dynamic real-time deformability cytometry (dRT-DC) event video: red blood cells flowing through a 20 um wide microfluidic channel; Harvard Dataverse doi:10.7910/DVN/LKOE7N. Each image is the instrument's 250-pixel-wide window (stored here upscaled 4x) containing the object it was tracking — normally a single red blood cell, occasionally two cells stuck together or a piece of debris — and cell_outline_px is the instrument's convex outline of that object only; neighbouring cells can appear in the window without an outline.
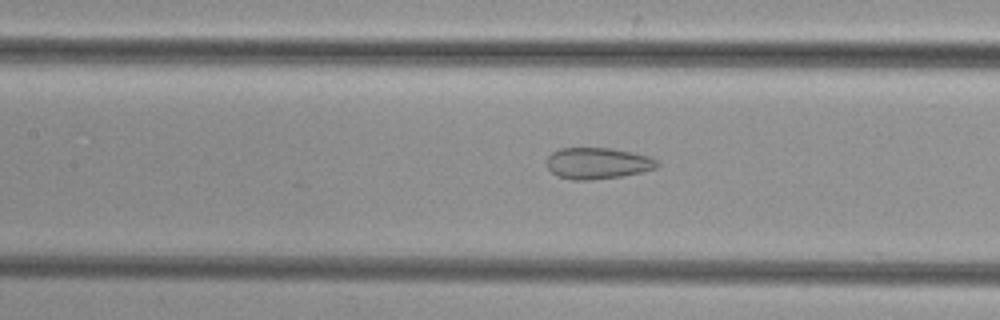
{"species": "common noctule bat (a hibernating species)", "species_latin": "Nyctalus noctula", "temperature_condition": "cold", "stored_images_in_passage": 52, "camera_frame_rate_fps": 3000, "um_per_image_px": 0.085, "animal": {"sex": "female", "body_mass_g": 29.2, "forearm_length_mm": 56.3}, "frame": {"image": 1, "passage_image": 24, "time_ms": 7.667, "image_size_px": [1000, 320], "cell_outline_px": [[660, 164], [656, 168], [640, 172], [620, 176], [592, 180], [572, 180], [556, 176], [544, 164], [548, 156], [552, 152], [560, 148], [612, 148], [632, 152], [648, 156], [656, 160]], "centroid_in_image_um": [50.75, 13.88], "position_along_channel_um": 156.7, "area_um2": 20.29}}
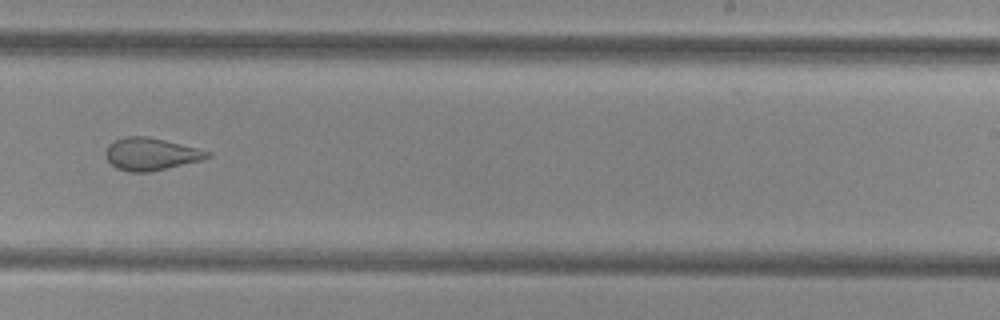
{"frame": {"image": 2, "passage_image": 33, "time_ms": 10.667, "image_size_px": [1000, 320], "cell_outline_px": [[212, 156], [204, 160], [148, 172], [128, 172], [116, 168], [104, 156], [104, 152], [108, 144], [116, 140], [128, 136], [148, 136], [212, 152]], "centroid_in_image_um": [12.82, 13.1], "position_along_channel_um": 276.2, "area_um2": 19.25}}
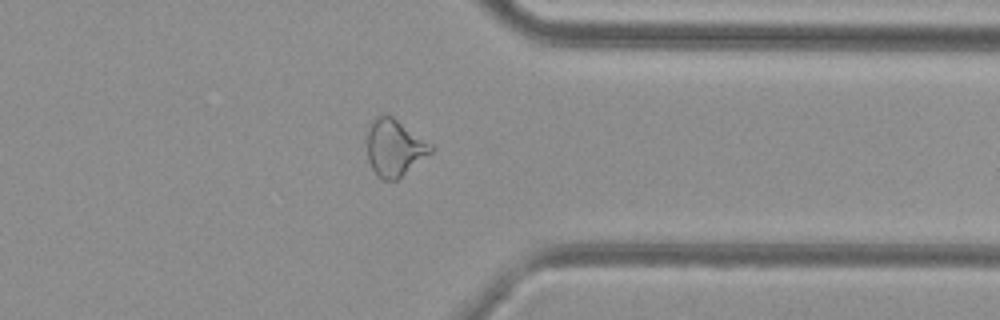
{"frame": {"image": 3, "passage_image": 41, "time_ms": 13.333, "image_size_px": [1000, 320], "cell_outline_px": [[436, 148], [432, 152], [396, 180], [384, 180], [372, 168], [368, 160], [368, 124], [376, 116], [392, 116], [432, 144]], "centroid_in_image_um": [33.55, 12.54], "position_along_channel_um": 377.9, "area_um2": 20.81}}